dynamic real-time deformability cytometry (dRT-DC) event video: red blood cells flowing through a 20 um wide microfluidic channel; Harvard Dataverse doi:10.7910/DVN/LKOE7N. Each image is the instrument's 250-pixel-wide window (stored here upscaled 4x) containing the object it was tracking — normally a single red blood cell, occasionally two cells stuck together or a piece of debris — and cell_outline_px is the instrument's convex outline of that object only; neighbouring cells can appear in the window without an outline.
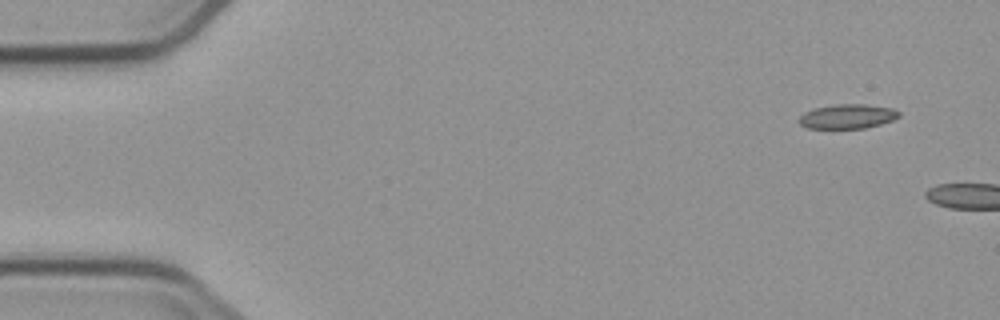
{"species": "common noctule bat (a hibernating species)", "species_latin": "Nyctalus noctula", "temperature_condition": "cold", "stored_images_in_passage": 2, "camera_frame_rate_fps": 3000, "um_per_image_px": 0.085, "animal": {"sex": "male", "body_mass_g": 23.1, "forearm_length_mm": 52.7}, "frame": {"image": 1, "passage_image": 1, "time_ms": 0.0, "image_size_px": [1000, 320], "cell_outline_px": [[900, 116], [892, 120], [880, 124], [864, 128], [808, 128], [800, 124], [800, 116], [804, 112], [812, 108], [836, 104], [864, 104], [892, 108], [900, 112]], "centroid_in_image_um": [72.03, 9.88], "position_along_channel_um": 13.0, "area_um2": 14.16}}